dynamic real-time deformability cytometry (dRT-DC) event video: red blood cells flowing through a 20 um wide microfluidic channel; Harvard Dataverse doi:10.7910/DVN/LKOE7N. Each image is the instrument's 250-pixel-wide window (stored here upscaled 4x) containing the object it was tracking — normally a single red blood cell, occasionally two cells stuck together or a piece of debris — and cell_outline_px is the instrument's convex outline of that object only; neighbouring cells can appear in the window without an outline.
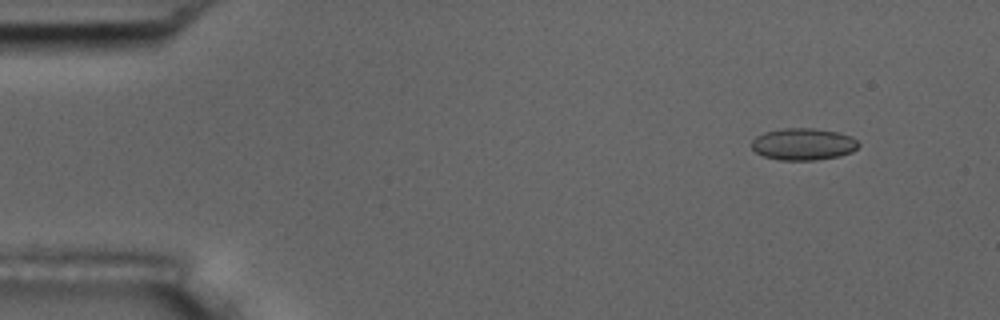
{"species": "common noctule bat (a hibernating species)", "species_latin": "Nyctalus noctula", "temperature_condition": "room temperature", "stored_images_in_passage": 5, "camera_frame_rate_fps": 3000, "um_per_image_px": 0.085, "animal": {"sex": "male", "body_mass_g": 17.5, "forearm_length_mm": 52.3}, "frame": {"image": 1, "passage_image": 2, "time_ms": 1.333, "image_size_px": [1000, 320], "cell_outline_px": [[860, 144], [852, 152], [840, 156], [816, 160], [780, 160], [764, 156], [756, 152], [752, 148], [752, 140], [756, 136], [764, 132], [784, 128], [816, 128], [840, 132], [852, 136]], "centroid_in_image_um": [68.3, 12.24], "position_along_channel_um": 16.7, "area_um2": 20.06}}
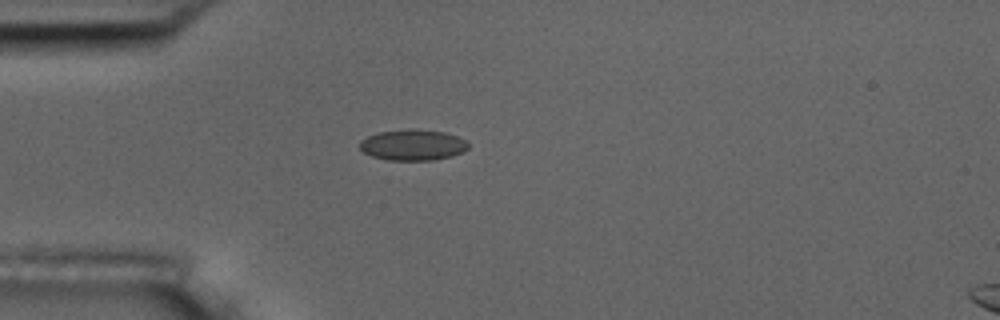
{"frame": {"image": 2, "passage_image": 5, "time_ms": 4.667, "image_size_px": [1000, 320], "cell_outline_px": [[468, 148], [464, 152], [452, 156], [432, 160], [388, 160], [372, 156], [364, 152], [360, 148], [360, 140], [368, 136], [380, 132], [444, 132], [456, 136], [464, 140], [468, 144]], "centroid_in_image_um": [35.1, 12.38], "position_along_channel_um": 49.9, "area_um2": 18.55}}